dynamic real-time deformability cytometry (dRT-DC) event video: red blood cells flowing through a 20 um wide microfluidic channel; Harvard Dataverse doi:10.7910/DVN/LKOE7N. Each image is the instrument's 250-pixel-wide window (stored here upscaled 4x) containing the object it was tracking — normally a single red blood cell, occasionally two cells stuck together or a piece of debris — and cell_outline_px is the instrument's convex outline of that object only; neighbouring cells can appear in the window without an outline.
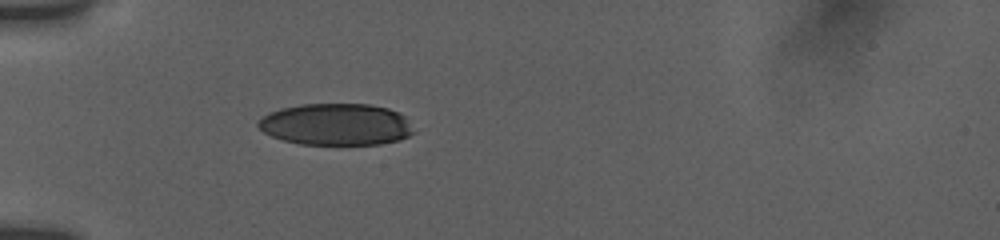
{"species": "human", "species_latin": "Homo sapiens", "temperature_condition": "room temperature", "stored_images_in_passage": 29, "camera_frame_rate_fps": 3000, "um_per_image_px": 0.085, "donor": {"sex": "female"}, "frame": {"image": 1, "passage_image": 1, "time_ms": 0.0, "image_size_px": [1000, 240], "cell_outline_px": [[416, 132], [408, 136], [396, 140], [380, 144], [300, 144], [284, 140], [272, 136], [264, 132], [256, 124], [268, 112], [280, 108], [300, 104], [368, 104], [388, 108], [400, 112], [404, 116]], "centroid_in_image_um": [28.57, 10.56], "position_along_channel_um": 56.4, "area_um2": 37.8}}
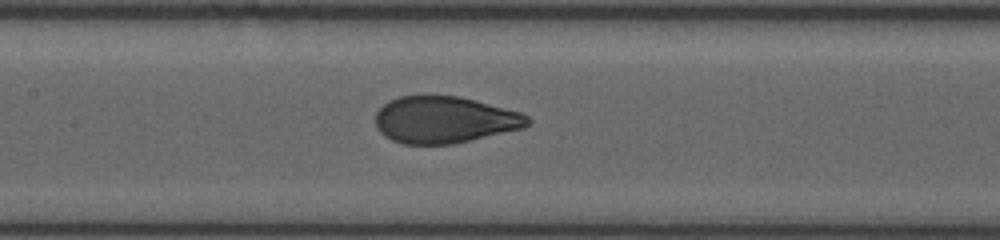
{"frame": {"image": 2, "passage_image": 11, "time_ms": 3.333, "image_size_px": [1000, 240], "cell_outline_px": [[532, 120], [524, 128], [452, 144], [404, 144], [392, 140], [384, 136], [376, 128], [376, 112], [388, 100], [400, 96], [428, 92], [460, 96], [520, 112], [528, 116]], "centroid_in_image_um": [37.74, 10.14], "position_along_channel_um": 169.7, "area_um2": 42.25}}
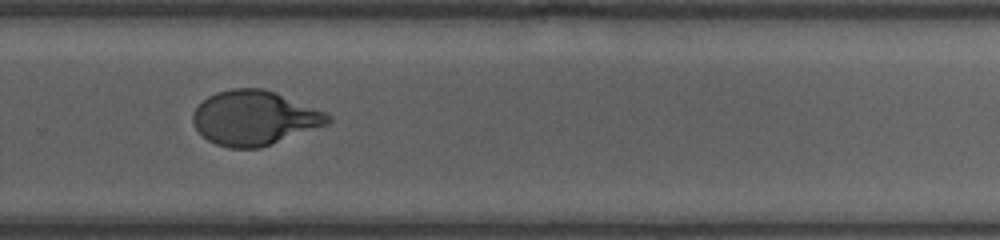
{"frame": {"image": 3, "passage_image": 25, "time_ms": 7.0, "image_size_px": [1000, 240], "cell_outline_px": [[332, 120], [328, 124], [260, 148], [228, 148], [216, 144], [208, 140], [196, 128], [192, 120], [192, 112], [208, 96], [216, 92], [232, 88], [260, 88], [276, 92], [328, 112], [332, 116]], "centroid_in_image_um": [21.65, 10.02], "position_along_channel_um": 308.1, "area_um2": 42.95}}